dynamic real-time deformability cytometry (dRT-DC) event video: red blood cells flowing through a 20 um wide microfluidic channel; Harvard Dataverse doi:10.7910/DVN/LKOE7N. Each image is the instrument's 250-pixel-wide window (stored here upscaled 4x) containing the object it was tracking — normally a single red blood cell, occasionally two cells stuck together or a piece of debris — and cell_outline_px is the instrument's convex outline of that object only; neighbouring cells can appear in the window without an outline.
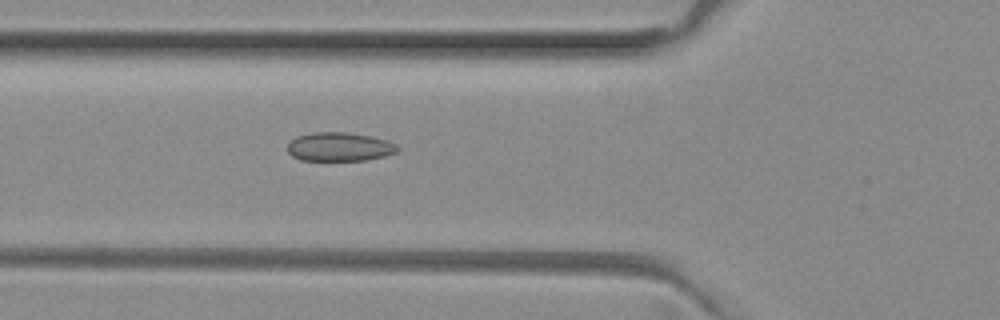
{"species": "common noctule bat (a hibernating species)", "species_latin": "Nyctalus noctula", "temperature_condition": "room temperature", "stored_images_in_passage": 32, "camera_frame_rate_fps": 3000, "um_per_image_px": 0.085, "animal": {"sex": "female", "body_mass_g": 29.2, "forearm_length_mm": 56.3}, "frame": {"image": 1, "passage_image": 8, "time_ms": 2.333, "image_size_px": [1000, 320], "cell_outline_px": [[400, 148], [396, 152], [384, 156], [364, 160], [300, 160], [292, 156], [288, 152], [288, 144], [296, 136], [312, 132], [348, 132], [372, 136], [388, 140], [396, 144]], "centroid_in_image_um": [28.86, 12.47], "position_along_channel_um": 96.9, "area_um2": 18.55}}
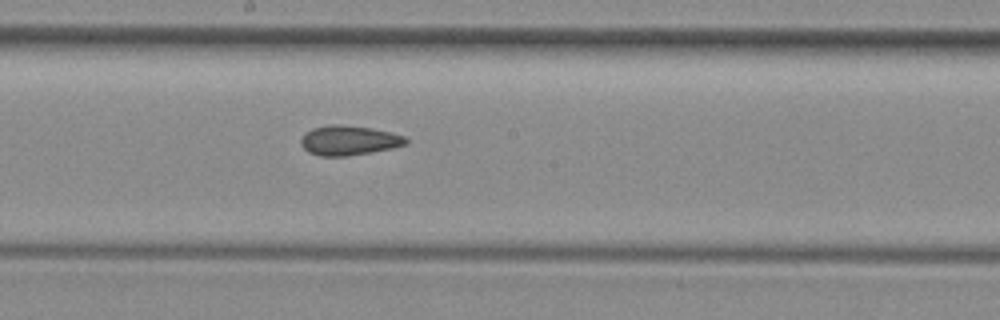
{"frame": {"image": 2, "passage_image": 17, "time_ms": 5.333, "image_size_px": [1000, 320], "cell_outline_px": [[408, 144], [392, 148], [348, 156], [320, 156], [308, 152], [300, 144], [300, 140], [304, 132], [312, 128], [328, 124], [340, 124], [372, 128], [404, 136], [408, 140]], "centroid_in_image_um": [29.61, 11.93], "position_along_channel_um": 218.6, "area_um2": 18.26}}
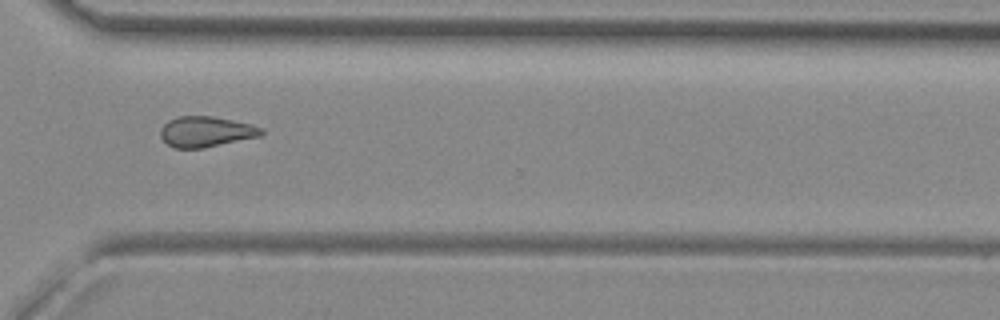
{"frame": {"image": 3, "passage_image": 27, "time_ms": 8.667, "image_size_px": [1000, 320], "cell_outline_px": [[264, 132], [260, 136], [204, 148], [172, 148], [160, 136], [160, 128], [168, 120], [176, 116], [212, 116], [252, 124], [264, 128]], "centroid_in_image_um": [17.5, 11.19], "position_along_channel_um": 353.1, "area_um2": 18.09}, "authors_computed_cell_mechanics": {"area_um2": 17.8891, "velocity_mm_per_s": 4.0392, "shape_relaxation_time_tau1_ms": null, "shape_relaxation_time_tau2_ms": 2.7961, "deformation_change_tau1": null, "deformation_change_tau2": 0.0834}}